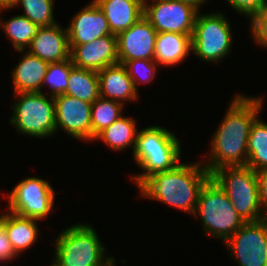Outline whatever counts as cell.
Instances as JSON below:
<instances>
[{
	"instance_id": "6da1fadb",
	"label": "cell",
	"mask_w": 267,
	"mask_h": 266,
	"mask_svg": "<svg viewBox=\"0 0 267 266\" xmlns=\"http://www.w3.org/2000/svg\"><path fill=\"white\" fill-rule=\"evenodd\" d=\"M233 96L226 113L210 141L209 158L202 161L212 173L222 167L246 166L247 145L254 121L261 117L263 97ZM208 160V161H207Z\"/></svg>"
},
{
	"instance_id": "7a4b0ae2",
	"label": "cell",
	"mask_w": 267,
	"mask_h": 266,
	"mask_svg": "<svg viewBox=\"0 0 267 266\" xmlns=\"http://www.w3.org/2000/svg\"><path fill=\"white\" fill-rule=\"evenodd\" d=\"M211 173L202 161L178 163L174 168L147 178L138 188L139 195L156 200L185 213L194 214L198 196Z\"/></svg>"
},
{
	"instance_id": "3957f363",
	"label": "cell",
	"mask_w": 267,
	"mask_h": 266,
	"mask_svg": "<svg viewBox=\"0 0 267 266\" xmlns=\"http://www.w3.org/2000/svg\"><path fill=\"white\" fill-rule=\"evenodd\" d=\"M181 150V140L163 126L150 125L138 130L132 156L143 171L131 174L133 184L139 187L153 174L174 168L181 162Z\"/></svg>"
},
{
	"instance_id": "277c9868",
	"label": "cell",
	"mask_w": 267,
	"mask_h": 266,
	"mask_svg": "<svg viewBox=\"0 0 267 266\" xmlns=\"http://www.w3.org/2000/svg\"><path fill=\"white\" fill-rule=\"evenodd\" d=\"M54 241L52 266H110L115 261L89 223L67 227Z\"/></svg>"
},
{
	"instance_id": "5b68a950",
	"label": "cell",
	"mask_w": 267,
	"mask_h": 266,
	"mask_svg": "<svg viewBox=\"0 0 267 266\" xmlns=\"http://www.w3.org/2000/svg\"><path fill=\"white\" fill-rule=\"evenodd\" d=\"M198 216L204 235L215 236L223 244L246 223L212 177L206 181L198 196L193 217Z\"/></svg>"
},
{
	"instance_id": "8992f818",
	"label": "cell",
	"mask_w": 267,
	"mask_h": 266,
	"mask_svg": "<svg viewBox=\"0 0 267 266\" xmlns=\"http://www.w3.org/2000/svg\"><path fill=\"white\" fill-rule=\"evenodd\" d=\"M211 177L245 222L266 218L259 200L258 176L253 169L248 166L222 167L214 170Z\"/></svg>"
},
{
	"instance_id": "52a82bcc",
	"label": "cell",
	"mask_w": 267,
	"mask_h": 266,
	"mask_svg": "<svg viewBox=\"0 0 267 266\" xmlns=\"http://www.w3.org/2000/svg\"><path fill=\"white\" fill-rule=\"evenodd\" d=\"M15 101L11 105L9 121L17 133L26 137L46 139L55 136V103L51 96L43 92L13 93Z\"/></svg>"
},
{
	"instance_id": "ba28073f",
	"label": "cell",
	"mask_w": 267,
	"mask_h": 266,
	"mask_svg": "<svg viewBox=\"0 0 267 266\" xmlns=\"http://www.w3.org/2000/svg\"><path fill=\"white\" fill-rule=\"evenodd\" d=\"M231 26L220 10L209 14L198 11L191 37L192 54L207 63L223 61L233 46Z\"/></svg>"
},
{
	"instance_id": "9c48e42d",
	"label": "cell",
	"mask_w": 267,
	"mask_h": 266,
	"mask_svg": "<svg viewBox=\"0 0 267 266\" xmlns=\"http://www.w3.org/2000/svg\"><path fill=\"white\" fill-rule=\"evenodd\" d=\"M49 181L39 176L27 177L7 194L8 204L5 210L21 217L34 218L37 220L47 219L54 208L55 190ZM47 217V218H46Z\"/></svg>"
},
{
	"instance_id": "30bf717a",
	"label": "cell",
	"mask_w": 267,
	"mask_h": 266,
	"mask_svg": "<svg viewBox=\"0 0 267 266\" xmlns=\"http://www.w3.org/2000/svg\"><path fill=\"white\" fill-rule=\"evenodd\" d=\"M198 10L175 0H144V16L157 33L171 32L192 36Z\"/></svg>"
},
{
	"instance_id": "8fae6325",
	"label": "cell",
	"mask_w": 267,
	"mask_h": 266,
	"mask_svg": "<svg viewBox=\"0 0 267 266\" xmlns=\"http://www.w3.org/2000/svg\"><path fill=\"white\" fill-rule=\"evenodd\" d=\"M224 244L238 266H267L263 256L266 245V218L246 222Z\"/></svg>"
},
{
	"instance_id": "7c38bea8",
	"label": "cell",
	"mask_w": 267,
	"mask_h": 266,
	"mask_svg": "<svg viewBox=\"0 0 267 266\" xmlns=\"http://www.w3.org/2000/svg\"><path fill=\"white\" fill-rule=\"evenodd\" d=\"M56 134L63 130L79 141L91 142V105L87 101L62 94L53 97Z\"/></svg>"
},
{
	"instance_id": "4fadbf2b",
	"label": "cell",
	"mask_w": 267,
	"mask_h": 266,
	"mask_svg": "<svg viewBox=\"0 0 267 266\" xmlns=\"http://www.w3.org/2000/svg\"><path fill=\"white\" fill-rule=\"evenodd\" d=\"M157 31L143 15L117 35L118 63L134 59L154 60Z\"/></svg>"
},
{
	"instance_id": "5bb4252c",
	"label": "cell",
	"mask_w": 267,
	"mask_h": 266,
	"mask_svg": "<svg viewBox=\"0 0 267 266\" xmlns=\"http://www.w3.org/2000/svg\"><path fill=\"white\" fill-rule=\"evenodd\" d=\"M69 46L70 58L76 67L98 72L118 63L117 35H105L89 43Z\"/></svg>"
},
{
	"instance_id": "9a60e30c",
	"label": "cell",
	"mask_w": 267,
	"mask_h": 266,
	"mask_svg": "<svg viewBox=\"0 0 267 266\" xmlns=\"http://www.w3.org/2000/svg\"><path fill=\"white\" fill-rule=\"evenodd\" d=\"M66 29L69 45L89 43L112 34L106 16L94 0L72 17Z\"/></svg>"
},
{
	"instance_id": "2e32d148",
	"label": "cell",
	"mask_w": 267,
	"mask_h": 266,
	"mask_svg": "<svg viewBox=\"0 0 267 266\" xmlns=\"http://www.w3.org/2000/svg\"><path fill=\"white\" fill-rule=\"evenodd\" d=\"M26 50L48 63L69 59L70 46L66 27H62L59 23L40 27Z\"/></svg>"
},
{
	"instance_id": "e0dca14e",
	"label": "cell",
	"mask_w": 267,
	"mask_h": 266,
	"mask_svg": "<svg viewBox=\"0 0 267 266\" xmlns=\"http://www.w3.org/2000/svg\"><path fill=\"white\" fill-rule=\"evenodd\" d=\"M100 97L114 100L125 106V102L139 100L136 90L126 68L121 63L106 66L98 71Z\"/></svg>"
},
{
	"instance_id": "ac0fdd59",
	"label": "cell",
	"mask_w": 267,
	"mask_h": 266,
	"mask_svg": "<svg viewBox=\"0 0 267 266\" xmlns=\"http://www.w3.org/2000/svg\"><path fill=\"white\" fill-rule=\"evenodd\" d=\"M18 52L23 53V56L12 68L13 93L42 92V84L49 63L28 51L19 50Z\"/></svg>"
},
{
	"instance_id": "d6986e66",
	"label": "cell",
	"mask_w": 267,
	"mask_h": 266,
	"mask_svg": "<svg viewBox=\"0 0 267 266\" xmlns=\"http://www.w3.org/2000/svg\"><path fill=\"white\" fill-rule=\"evenodd\" d=\"M108 20L111 33L118 35L144 15V0H94Z\"/></svg>"
},
{
	"instance_id": "ffe728a7",
	"label": "cell",
	"mask_w": 267,
	"mask_h": 266,
	"mask_svg": "<svg viewBox=\"0 0 267 266\" xmlns=\"http://www.w3.org/2000/svg\"><path fill=\"white\" fill-rule=\"evenodd\" d=\"M39 221L34 218L21 217L8 210L5 211L3 229L6 231L12 248L18 256L36 244L37 238H40V230L37 226Z\"/></svg>"
},
{
	"instance_id": "44dd1931",
	"label": "cell",
	"mask_w": 267,
	"mask_h": 266,
	"mask_svg": "<svg viewBox=\"0 0 267 266\" xmlns=\"http://www.w3.org/2000/svg\"><path fill=\"white\" fill-rule=\"evenodd\" d=\"M191 37L188 35L160 32L157 33L154 60L158 65L175 67L191 55Z\"/></svg>"
},
{
	"instance_id": "7402d4cb",
	"label": "cell",
	"mask_w": 267,
	"mask_h": 266,
	"mask_svg": "<svg viewBox=\"0 0 267 266\" xmlns=\"http://www.w3.org/2000/svg\"><path fill=\"white\" fill-rule=\"evenodd\" d=\"M124 115L98 133L93 141L101 140L114 152L125 151L130 147L133 154L138 134L137 122L133 117Z\"/></svg>"
},
{
	"instance_id": "603a6c76",
	"label": "cell",
	"mask_w": 267,
	"mask_h": 266,
	"mask_svg": "<svg viewBox=\"0 0 267 266\" xmlns=\"http://www.w3.org/2000/svg\"><path fill=\"white\" fill-rule=\"evenodd\" d=\"M64 94L93 103L100 97L98 72L73 66Z\"/></svg>"
},
{
	"instance_id": "cb8c5ba5",
	"label": "cell",
	"mask_w": 267,
	"mask_h": 266,
	"mask_svg": "<svg viewBox=\"0 0 267 266\" xmlns=\"http://www.w3.org/2000/svg\"><path fill=\"white\" fill-rule=\"evenodd\" d=\"M40 26L34 24L26 16L14 15L7 20H2L0 30L5 32L16 51L26 50L31 40L38 34Z\"/></svg>"
},
{
	"instance_id": "d4e9b609",
	"label": "cell",
	"mask_w": 267,
	"mask_h": 266,
	"mask_svg": "<svg viewBox=\"0 0 267 266\" xmlns=\"http://www.w3.org/2000/svg\"><path fill=\"white\" fill-rule=\"evenodd\" d=\"M246 166L255 172L267 168V123L257 118L250 130Z\"/></svg>"
},
{
	"instance_id": "484cf974",
	"label": "cell",
	"mask_w": 267,
	"mask_h": 266,
	"mask_svg": "<svg viewBox=\"0 0 267 266\" xmlns=\"http://www.w3.org/2000/svg\"><path fill=\"white\" fill-rule=\"evenodd\" d=\"M125 106L114 100L99 97L91 105V141L103 129L122 117Z\"/></svg>"
},
{
	"instance_id": "4316f807",
	"label": "cell",
	"mask_w": 267,
	"mask_h": 266,
	"mask_svg": "<svg viewBox=\"0 0 267 266\" xmlns=\"http://www.w3.org/2000/svg\"><path fill=\"white\" fill-rule=\"evenodd\" d=\"M54 0H18L13 8L19 6L24 10L21 14L40 27L57 24L54 17Z\"/></svg>"
},
{
	"instance_id": "83f0119b",
	"label": "cell",
	"mask_w": 267,
	"mask_h": 266,
	"mask_svg": "<svg viewBox=\"0 0 267 266\" xmlns=\"http://www.w3.org/2000/svg\"><path fill=\"white\" fill-rule=\"evenodd\" d=\"M74 64L71 58L57 63H49L43 85L49 86V96L55 97L65 93L68 77Z\"/></svg>"
},
{
	"instance_id": "f1b7e54d",
	"label": "cell",
	"mask_w": 267,
	"mask_h": 266,
	"mask_svg": "<svg viewBox=\"0 0 267 266\" xmlns=\"http://www.w3.org/2000/svg\"><path fill=\"white\" fill-rule=\"evenodd\" d=\"M123 65L137 91L139 90L137 84L151 83V81H154L158 71V64L155 60L134 59L125 61Z\"/></svg>"
},
{
	"instance_id": "f546056e",
	"label": "cell",
	"mask_w": 267,
	"mask_h": 266,
	"mask_svg": "<svg viewBox=\"0 0 267 266\" xmlns=\"http://www.w3.org/2000/svg\"><path fill=\"white\" fill-rule=\"evenodd\" d=\"M249 32L256 45L267 49V7L249 20Z\"/></svg>"
},
{
	"instance_id": "4dcf8cb0",
	"label": "cell",
	"mask_w": 267,
	"mask_h": 266,
	"mask_svg": "<svg viewBox=\"0 0 267 266\" xmlns=\"http://www.w3.org/2000/svg\"><path fill=\"white\" fill-rule=\"evenodd\" d=\"M234 11L251 19L255 14L267 7V0H225Z\"/></svg>"
},
{
	"instance_id": "1f68e13d",
	"label": "cell",
	"mask_w": 267,
	"mask_h": 266,
	"mask_svg": "<svg viewBox=\"0 0 267 266\" xmlns=\"http://www.w3.org/2000/svg\"><path fill=\"white\" fill-rule=\"evenodd\" d=\"M18 258V255L12 248L11 242L7 237L6 231L0 230V262L7 263Z\"/></svg>"
},
{
	"instance_id": "d6a6232c",
	"label": "cell",
	"mask_w": 267,
	"mask_h": 266,
	"mask_svg": "<svg viewBox=\"0 0 267 266\" xmlns=\"http://www.w3.org/2000/svg\"><path fill=\"white\" fill-rule=\"evenodd\" d=\"M259 184V200L262 210L267 217V168L256 172Z\"/></svg>"
},
{
	"instance_id": "836d02e7",
	"label": "cell",
	"mask_w": 267,
	"mask_h": 266,
	"mask_svg": "<svg viewBox=\"0 0 267 266\" xmlns=\"http://www.w3.org/2000/svg\"><path fill=\"white\" fill-rule=\"evenodd\" d=\"M175 1H180V2H183V3H187V4L191 5V6H193L198 11H201L200 10V9H202L201 6H203L206 3H208L207 2L208 0H175Z\"/></svg>"
},
{
	"instance_id": "e575fe53",
	"label": "cell",
	"mask_w": 267,
	"mask_h": 266,
	"mask_svg": "<svg viewBox=\"0 0 267 266\" xmlns=\"http://www.w3.org/2000/svg\"><path fill=\"white\" fill-rule=\"evenodd\" d=\"M17 1L18 0H0V5L6 10H10L11 8L13 9Z\"/></svg>"
},
{
	"instance_id": "d590c367",
	"label": "cell",
	"mask_w": 267,
	"mask_h": 266,
	"mask_svg": "<svg viewBox=\"0 0 267 266\" xmlns=\"http://www.w3.org/2000/svg\"><path fill=\"white\" fill-rule=\"evenodd\" d=\"M263 256L266 259V265H267V217H266V245L264 247Z\"/></svg>"
},
{
	"instance_id": "8d00e7d4",
	"label": "cell",
	"mask_w": 267,
	"mask_h": 266,
	"mask_svg": "<svg viewBox=\"0 0 267 266\" xmlns=\"http://www.w3.org/2000/svg\"><path fill=\"white\" fill-rule=\"evenodd\" d=\"M4 211L0 212V230L3 228Z\"/></svg>"
},
{
	"instance_id": "74e56055",
	"label": "cell",
	"mask_w": 267,
	"mask_h": 266,
	"mask_svg": "<svg viewBox=\"0 0 267 266\" xmlns=\"http://www.w3.org/2000/svg\"><path fill=\"white\" fill-rule=\"evenodd\" d=\"M6 9H4L1 5H0V13H2V11H5ZM0 23H1V16H0Z\"/></svg>"
},
{
	"instance_id": "f35d334b",
	"label": "cell",
	"mask_w": 267,
	"mask_h": 266,
	"mask_svg": "<svg viewBox=\"0 0 267 266\" xmlns=\"http://www.w3.org/2000/svg\"><path fill=\"white\" fill-rule=\"evenodd\" d=\"M116 261H114L110 266H116Z\"/></svg>"
}]
</instances>
